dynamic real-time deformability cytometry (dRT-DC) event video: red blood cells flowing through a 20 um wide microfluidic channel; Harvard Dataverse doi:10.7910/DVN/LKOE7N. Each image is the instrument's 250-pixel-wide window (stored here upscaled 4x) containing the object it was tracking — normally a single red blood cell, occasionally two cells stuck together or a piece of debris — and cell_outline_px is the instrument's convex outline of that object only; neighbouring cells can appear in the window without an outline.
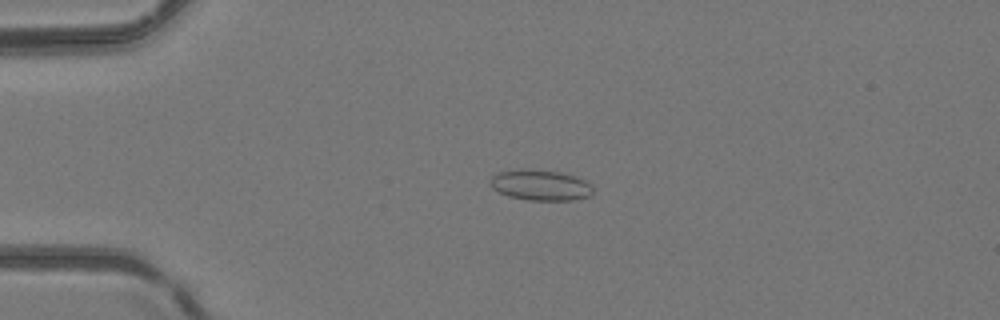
{"species": "common noctule bat (a hibernating species)", "species_latin": "Nyctalus noctula", "temperature_condition": "room temperature", "stored_images_in_passage": 6, "camera_frame_rate_fps": 3000, "um_per_image_px": 0.085, "animal": {"sex": "female", "body_mass_g": 24.6, "forearm_length_mm": 56.2}, "frame": {"image": 1, "passage_image": 2, "time_ms": 1.0, "image_size_px": [1000, 320], "cell_outline_px": [[592, 196], [576, 200], [528, 200], [508, 196], [492, 188], [488, 180], [496, 172], [520, 168], [528, 168], [560, 172], [576, 176], [584, 180], [592, 188]], "centroid_in_image_um": [45.9, 15.72], "position_along_channel_um": 39.1, "area_um2": 18.67}}
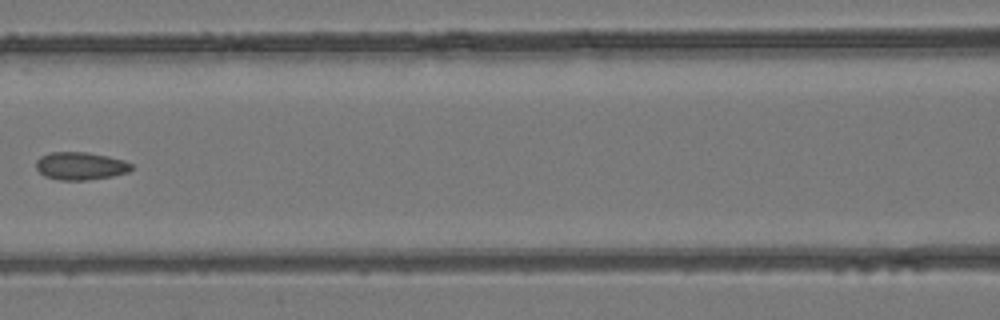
{"frame": {"image": 2, "passage_image": 5, "time_ms": 4.667, "image_size_px": [1000, 320], "cell_outline_px": [[132, 168], [128, 172], [112, 176], [88, 180], [56, 180], [44, 176], [36, 168], [36, 160], [40, 156], [52, 152], [88, 152], [108, 156], [124, 160], [132, 164]], "centroid_in_image_um": [6.83, 14.11], "position_along_channel_um": 159.8, "area_um2": 15.55}}
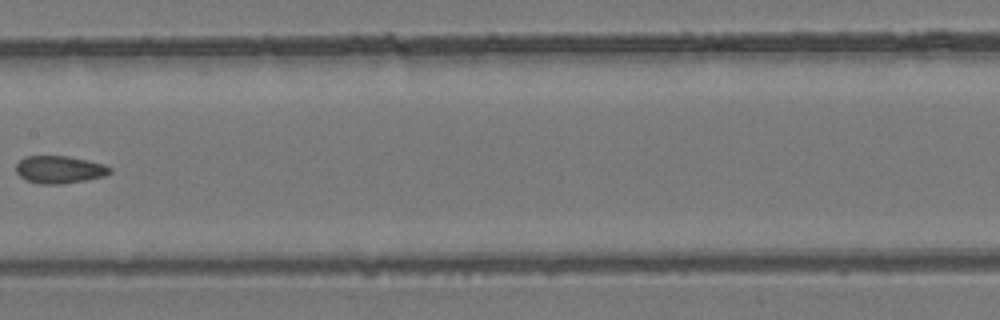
{"frame": {"image": 3, "passage_image": 6, "time_ms": 5.667, "image_size_px": [1000, 320], "cell_outline_px": [[112, 172], [104, 176], [64, 184], [40, 184], [24, 180], [16, 172], [16, 164], [24, 156], [68, 156], [88, 160], [104, 164], [112, 168]], "centroid_in_image_um": [5.04, 14.41], "position_along_channel_um": 202.4, "area_um2": 15.2}}